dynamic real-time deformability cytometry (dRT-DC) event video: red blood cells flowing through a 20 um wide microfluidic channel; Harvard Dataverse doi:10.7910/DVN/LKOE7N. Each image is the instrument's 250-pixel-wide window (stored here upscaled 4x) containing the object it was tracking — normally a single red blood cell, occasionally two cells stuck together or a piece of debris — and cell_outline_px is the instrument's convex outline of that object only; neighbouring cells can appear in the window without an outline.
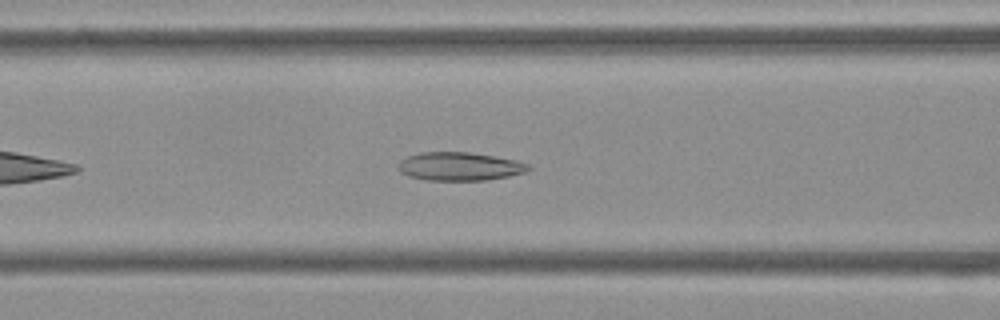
{"species": "Egyptian fruit bat (a non-hibernating species)", "species_latin": "Rousettus aegyptiacus", "temperature_condition": "cold", "stored_images_in_passage": 41, "camera_frame_rate_fps": 3000, "um_per_image_px": 0.085, "frame": {"image": 1, "passage_image": 9, "time_ms": 2.667, "image_size_px": [1000, 320], "cell_outline_px": [[532, 168], [524, 172], [508, 176], [484, 180], [428, 180], [408, 176], [400, 172], [396, 168], [400, 160], [408, 156], [420, 152], [468, 152], [496, 156], [516, 160], [528, 164]], "centroid_in_image_um": [39.03, 14.14], "position_along_channel_um": 127.6, "area_um2": 21.56}}
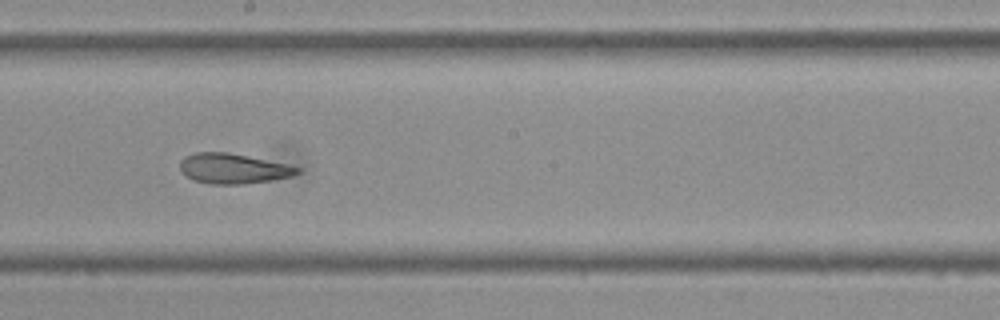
{"frame": {"image": 2, "passage_image": 17, "time_ms": 5.333, "image_size_px": [1000, 320], "cell_outline_px": [[300, 172], [292, 176], [272, 180], [240, 184], [212, 184], [192, 180], [180, 172], [180, 160], [184, 156], [196, 152], [228, 152], [288, 164], [300, 168]], "centroid_in_image_um": [19.79, 14.32], "position_along_channel_um": 228.4, "area_um2": 20.69}}
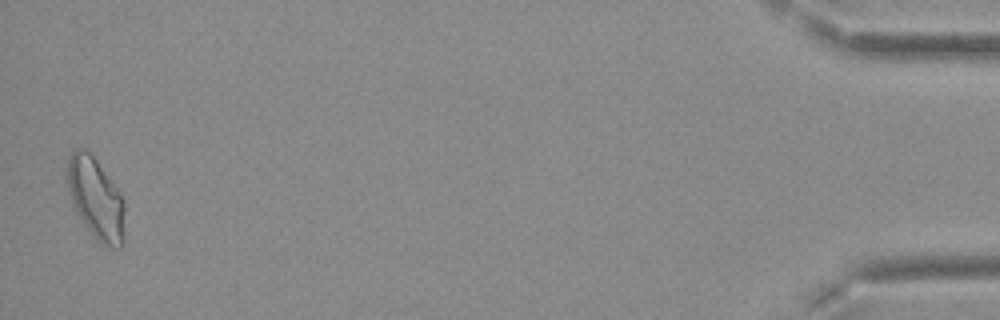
{"frame": {"image": 3, "passage_image": 40, "time_ms": 13.0, "image_size_px": [1000, 320], "cell_outline_px": [[124, 244], [120, 248], [112, 248], [96, 240], [80, 216], [72, 200], [64, 176], [64, 172], [68, 160], [72, 152], [76, 148], [84, 148], [96, 160], [120, 192], [124, 204]], "centroid_in_image_um": [8.14, 16.86], "position_along_channel_um": 427.1, "area_um2": 27.11}, "authors_computed_cell_mechanics": {"area_um2": 21.5594, "velocity_mm_per_s": 3.7746, "shape_relaxation_time_tau1_ms": null, "shape_relaxation_time_tau2_ms": 2.2392, "deformation_change_tau1": null, "deformation_change_tau2": 0.1023}}